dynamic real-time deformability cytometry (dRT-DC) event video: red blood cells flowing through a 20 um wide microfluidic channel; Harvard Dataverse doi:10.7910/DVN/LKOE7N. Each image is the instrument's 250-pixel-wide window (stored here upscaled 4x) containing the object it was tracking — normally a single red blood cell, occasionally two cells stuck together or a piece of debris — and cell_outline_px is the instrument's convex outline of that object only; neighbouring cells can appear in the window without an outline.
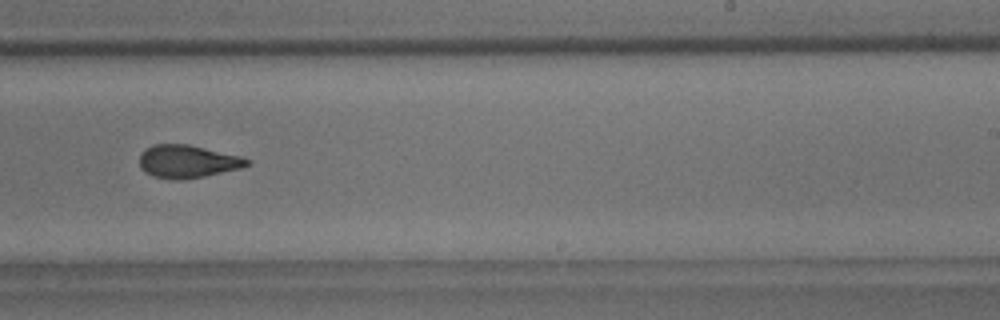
{"species": "common noctule bat (a hibernating species)", "species_latin": "Nyctalus noctula", "temperature_condition": "room temperature", "stored_images_in_passage": 48, "camera_frame_rate_fps": 3000, "um_per_image_px": 0.085, "animal": {"sex": "male", "body_mass_g": 18.8}, "frame": {"image": 1, "passage_image": 28, "time_ms": 9.0, "image_size_px": [1000, 320], "cell_outline_px": [[252, 164], [240, 168], [204, 176], [184, 180], [176, 180], [152, 176], [144, 172], [140, 168], [140, 152], [144, 148], [152, 144], [188, 144], [244, 156], [252, 160]], "centroid_in_image_um": [15.95, 13.71], "position_along_channel_um": 273.0, "area_um2": 21.04}, "authors_computed_cell_mechanics": {"area_um2": 20.8369, "velocity_mm_per_s": 3.7548, "shape_relaxation_time_tau1_ms": 5.9714, "shape_relaxation_time_tau2_ms": 2.1162, "deformation_change_tau1": 0.1688, "deformation_change_tau2": 0.087}}